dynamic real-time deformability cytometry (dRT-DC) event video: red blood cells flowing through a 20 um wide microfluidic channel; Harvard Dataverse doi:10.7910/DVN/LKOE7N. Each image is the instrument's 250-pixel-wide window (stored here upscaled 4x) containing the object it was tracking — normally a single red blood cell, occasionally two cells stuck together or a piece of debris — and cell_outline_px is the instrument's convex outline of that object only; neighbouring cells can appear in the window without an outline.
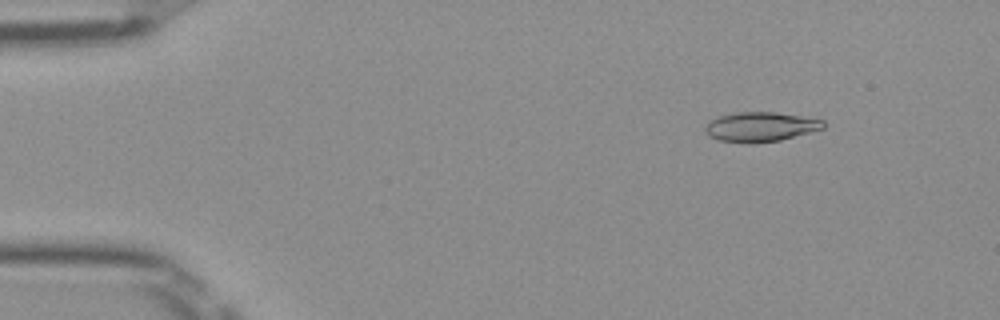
{"species": "Egyptian fruit bat (a non-hibernating species)", "species_latin": "Rousettus aegyptiacus", "temperature_condition": "room temperature", "stored_images_in_passage": 51, "camera_frame_rate_fps": 3000, "um_per_image_px": 0.085, "frame": {"image": 1, "passage_image": 6, "time_ms": 1.667, "image_size_px": [1000, 320], "cell_outline_px": [[824, 128], [780, 140], [752, 144], [720, 140], [708, 136], [704, 132], [704, 128], [708, 120], [720, 116], [736, 112], [776, 112], [824, 120]], "centroid_in_image_um": [64.59, 10.78], "position_along_channel_um": 20.4, "area_um2": 20.4}}
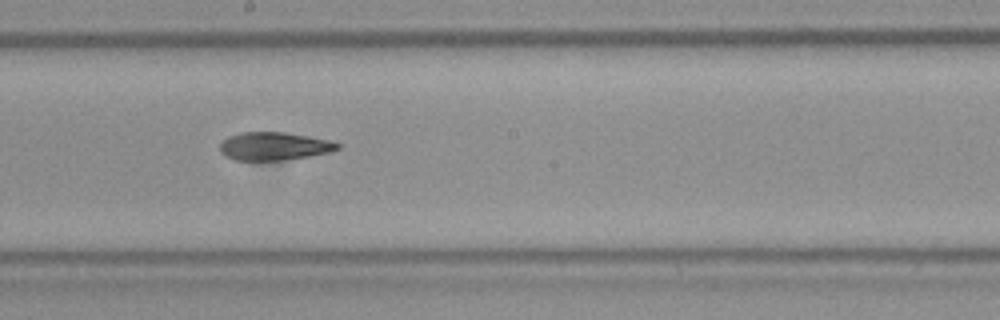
{"frame": {"image": 2, "passage_image": 28, "time_ms": 9.0, "image_size_px": [1000, 320], "cell_outline_px": [[340, 148], [328, 152], [308, 156], [284, 160], [236, 160], [224, 156], [220, 152], [220, 144], [228, 136], [240, 132], [284, 132], [308, 136], [328, 140], [340, 144]], "centroid_in_image_um": [23.26, 12.42], "position_along_channel_um": 224.9, "area_um2": 19.13}}
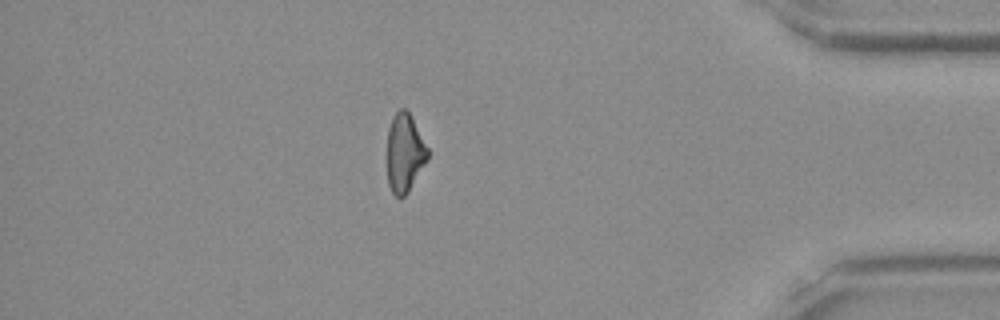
{"frame": {"image": 3, "passage_image": 44, "time_ms": 14.333, "image_size_px": [1000, 320], "cell_outline_px": [[428, 160], [408, 192], [404, 196], [396, 196], [392, 192], [388, 184], [388, 128], [392, 116], [400, 108], [404, 108], [408, 112], [428, 148]], "centroid_in_image_um": [34.4, 13.0], "position_along_channel_um": 400.8, "area_um2": 18.32}, "authors_computed_cell_mechanics": {"area_um2": 19.941, "velocity_mm_per_s": 4.01, "shape_relaxation_time_tau1_ms": null, "shape_relaxation_time_tau2_ms": 3.9771, "deformation_change_tau1": null, "deformation_change_tau2": 0.128}}